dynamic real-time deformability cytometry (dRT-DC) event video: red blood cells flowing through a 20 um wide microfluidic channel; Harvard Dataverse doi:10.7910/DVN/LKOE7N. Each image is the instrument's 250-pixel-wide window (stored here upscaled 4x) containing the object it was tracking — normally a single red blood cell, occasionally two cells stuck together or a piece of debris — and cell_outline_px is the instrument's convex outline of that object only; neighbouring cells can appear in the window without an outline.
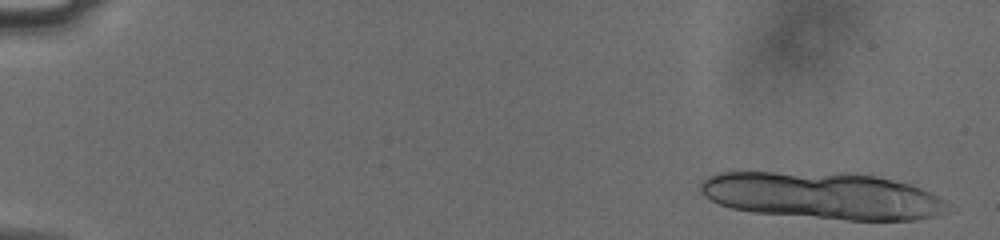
{"species": "human", "species_latin": "Homo sapiens", "temperature_condition": "cold", "stored_images_in_passage": 17, "camera_frame_rate_fps": 3000, "um_per_image_px": 0.085, "donor": {"sex": "male"}, "frame": {"image": 1, "passage_image": 3, "time_ms": 0.667, "image_size_px": [1000, 240], "cell_outline_px": [[940, 200], [936, 212], [932, 216], [916, 220], [848, 220], [752, 212], [732, 208], [720, 204], [704, 196], [700, 192], [700, 184], [708, 176], [716, 172], [856, 172], [876, 176], [908, 184], [920, 188], [936, 196]], "centroid_in_image_um": [69.75, 16.6], "position_along_channel_um": 15.3, "area_um2": 66.93}}